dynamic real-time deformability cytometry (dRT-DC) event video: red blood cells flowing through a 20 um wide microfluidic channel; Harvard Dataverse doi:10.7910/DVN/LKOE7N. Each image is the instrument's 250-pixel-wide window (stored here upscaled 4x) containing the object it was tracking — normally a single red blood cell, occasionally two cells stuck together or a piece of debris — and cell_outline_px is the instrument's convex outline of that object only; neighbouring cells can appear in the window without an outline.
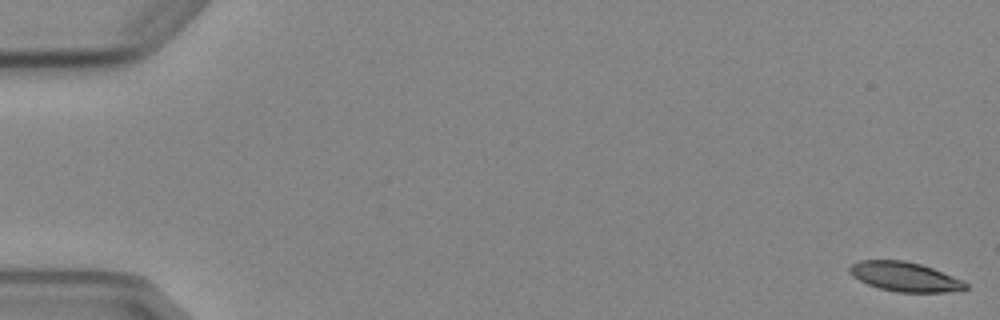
{"species": "Egyptian fruit bat (a non-hibernating species)", "species_latin": "Rousettus aegyptiacus", "temperature_condition": "cold", "stored_images_in_passage": 5, "camera_frame_rate_fps": 3000, "um_per_image_px": 0.085, "animal": {"sex": "female"}, "frame": {"image": 1, "passage_image": 1, "time_ms": 0.0, "image_size_px": [1000, 320], "cell_outline_px": [[968, 288], [944, 292], [896, 292], [880, 288], [868, 284], [852, 276], [848, 268], [852, 264], [860, 260], [904, 260], [920, 264], [932, 268], [964, 280], [968, 284]], "centroid_in_image_um": [76.91, 23.52], "position_along_channel_um": 8.1, "area_um2": 19.77}}
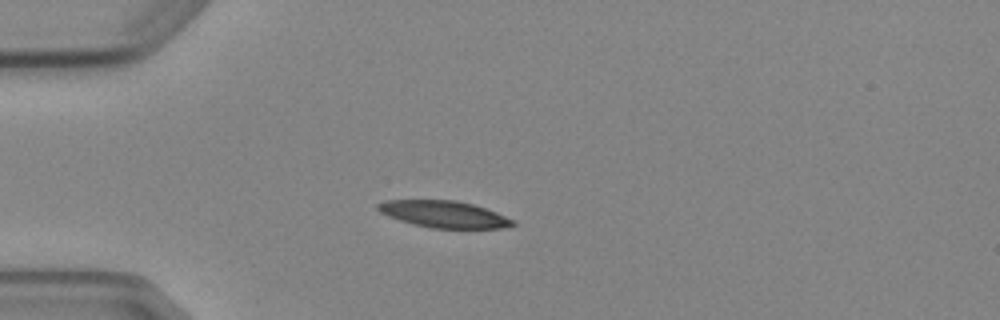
{"frame": {"image": 2, "passage_image": 5, "time_ms": 4.667, "image_size_px": [1000, 320], "cell_outline_px": [[516, 224], [500, 228], [432, 228], [412, 224], [388, 216], [380, 212], [376, 208], [376, 204], [384, 200], [456, 200], [472, 204], [496, 212], [516, 220]], "centroid_in_image_um": [37.72, 18.2], "position_along_channel_um": 47.3, "area_um2": 21.04}}